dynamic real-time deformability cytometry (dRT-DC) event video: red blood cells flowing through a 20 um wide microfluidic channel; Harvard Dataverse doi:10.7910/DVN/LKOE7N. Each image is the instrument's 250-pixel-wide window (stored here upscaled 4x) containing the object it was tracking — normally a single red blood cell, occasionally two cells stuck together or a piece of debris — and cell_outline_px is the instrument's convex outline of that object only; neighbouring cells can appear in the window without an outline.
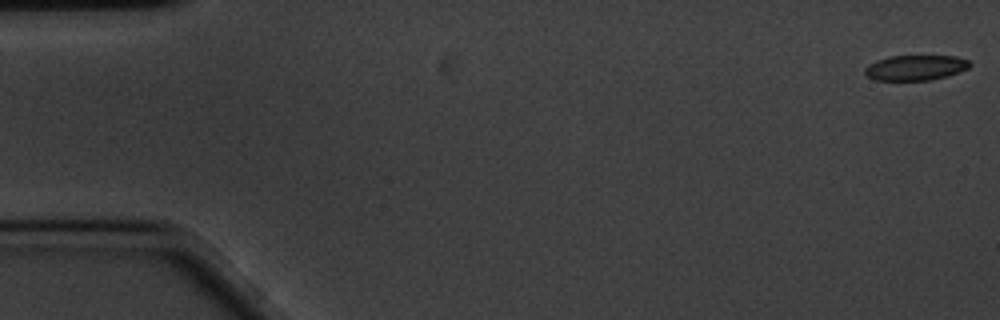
{"species": "common noctule bat (a hibernating species)", "species_latin": "Nyctalus noctula", "temperature_condition": "cold", "stored_images_in_passage": 59, "camera_frame_rate_fps": 3000, "um_per_image_px": 0.085, "animal": {"sex": "male", "body_mass_g": 20.1, "forearm_length_mm": 53.5}, "frame": {"image": 1, "passage_image": 1, "time_ms": 0.0, "image_size_px": [1000, 320], "cell_outline_px": [[972, 64], [968, 68], [960, 72], [948, 76], [932, 80], [876, 80], [868, 76], [864, 72], [864, 68], [868, 64], [876, 60], [888, 56], [956, 56], [968, 60]], "centroid_in_image_um": [77.83, 5.75], "position_along_channel_um": 7.2, "area_um2": 15.55}}
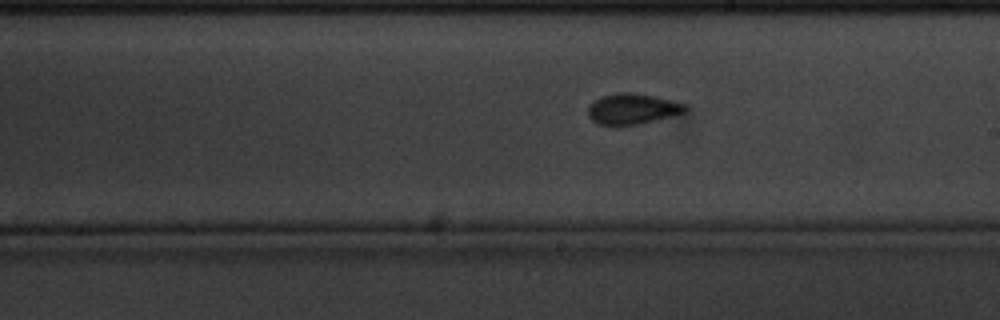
{"frame": {"image": 2, "passage_image": 33, "time_ms": 10.667, "image_size_px": [1000, 320], "cell_outline_px": [[688, 112], [656, 120], [616, 128], [596, 124], [588, 116], [588, 108], [596, 100], [604, 96], [616, 92], [636, 92], [656, 96], [688, 104]], "centroid_in_image_um": [53.79, 9.28], "position_along_channel_um": 235.2, "area_um2": 17.98}}
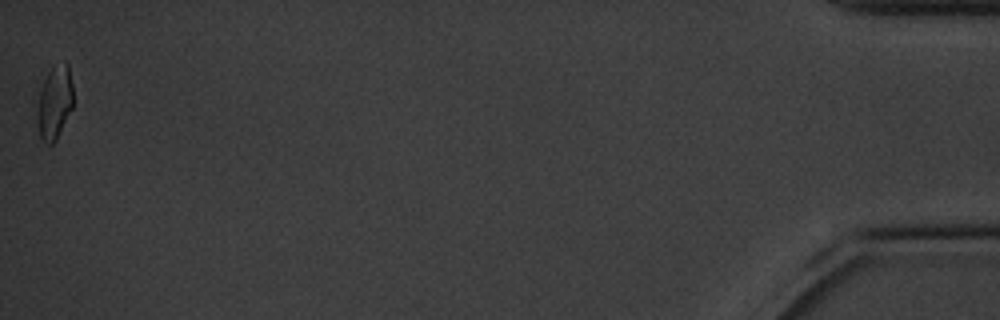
{"frame": {"image": 3, "passage_image": 59, "time_ms": 19.333, "image_size_px": [1000, 320], "cell_outline_px": [[72, 108], [56, 140], [52, 144], [44, 144], [40, 140], [36, 120], [36, 112], [40, 92], [44, 80], [48, 72], [52, 68], [68, 64], [72, 84]], "centroid_in_image_um": [4.61, 8.82], "position_along_channel_um": 430.6, "area_um2": 15.2}, "authors_computed_cell_mechanics": {"area_um2": 16.8776, "velocity_mm_per_s": 3.3756, "shape_relaxation_time_tau1_ms": 4.025, "shape_relaxation_time_tau2_ms": 2.2988, "deformation_change_tau1": 0.0892, "deformation_change_tau2": 0.0662}}